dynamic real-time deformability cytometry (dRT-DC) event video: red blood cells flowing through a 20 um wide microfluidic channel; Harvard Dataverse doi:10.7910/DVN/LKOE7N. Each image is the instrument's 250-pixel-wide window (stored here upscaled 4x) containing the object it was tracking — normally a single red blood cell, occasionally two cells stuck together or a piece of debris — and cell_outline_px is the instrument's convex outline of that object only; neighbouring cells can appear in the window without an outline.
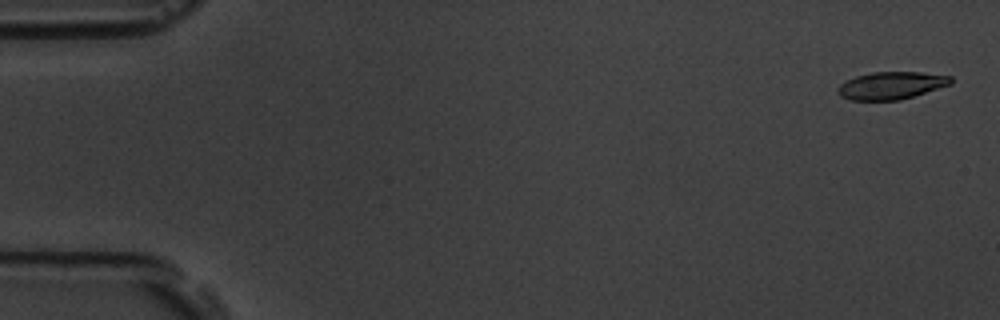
{"species": "common noctule bat (a hibernating species)", "species_latin": "Nyctalus noctula", "temperature_condition": "room temperature", "stored_images_in_passage": 6, "camera_frame_rate_fps": 3000, "um_per_image_px": 0.085, "animal": {"sex": "male", "body_mass_g": 19.5, "forearm_length_mm": 54.6}, "frame": {"image": 1, "passage_image": 1, "time_ms": 0.0, "image_size_px": [1000, 320], "cell_outline_px": [[952, 84], [900, 100], [848, 100], [840, 96], [836, 92], [836, 88], [840, 84], [856, 76], [872, 72], [920, 72], [952, 76]], "centroid_in_image_um": [75.74, 7.27], "position_along_channel_um": 9.3, "area_um2": 18.15}}
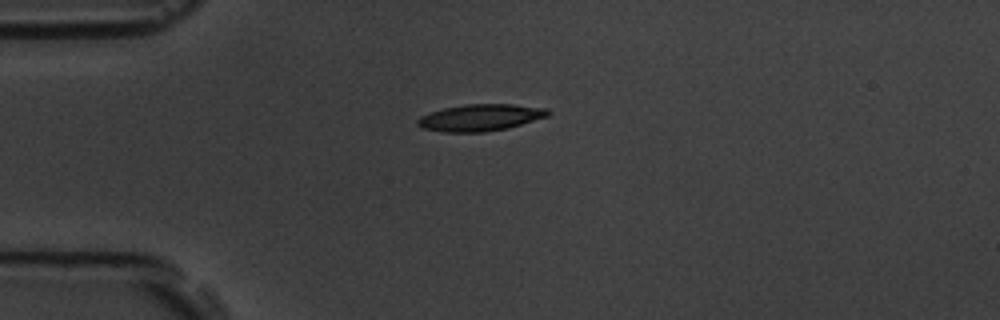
{"frame": {"image": 2, "passage_image": 4, "time_ms": 4.333, "image_size_px": [1000, 320], "cell_outline_px": [[552, 112], [548, 116], [508, 128], [484, 132], [444, 132], [424, 128], [416, 124], [416, 120], [420, 116], [444, 108], [464, 104], [512, 104], [548, 108]], "centroid_in_image_um": [40.86, 9.99], "position_along_channel_um": 44.1, "area_um2": 20.35}}
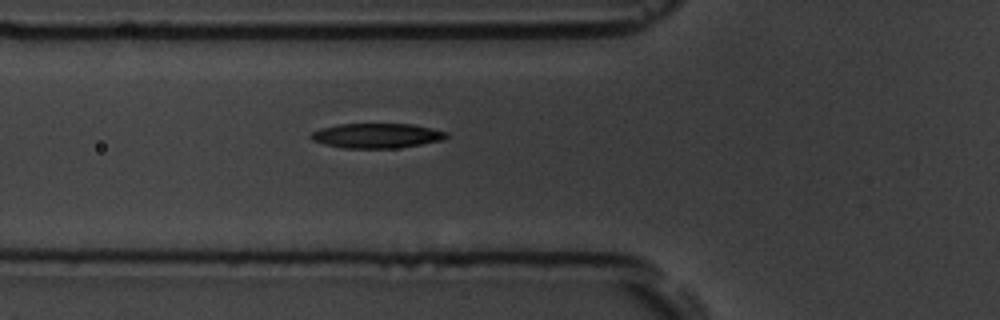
{"frame": {"image": 3, "passage_image": 6, "time_ms": 6.333, "image_size_px": [1000, 320], "cell_outline_px": [[448, 136], [444, 140], [396, 148], [344, 148], [324, 144], [312, 140], [308, 136], [312, 132], [320, 128], [336, 124], [412, 124], [432, 128], [448, 132]], "centroid_in_image_um": [32.01, 11.53], "position_along_channel_um": 93.8, "area_um2": 19.65}}